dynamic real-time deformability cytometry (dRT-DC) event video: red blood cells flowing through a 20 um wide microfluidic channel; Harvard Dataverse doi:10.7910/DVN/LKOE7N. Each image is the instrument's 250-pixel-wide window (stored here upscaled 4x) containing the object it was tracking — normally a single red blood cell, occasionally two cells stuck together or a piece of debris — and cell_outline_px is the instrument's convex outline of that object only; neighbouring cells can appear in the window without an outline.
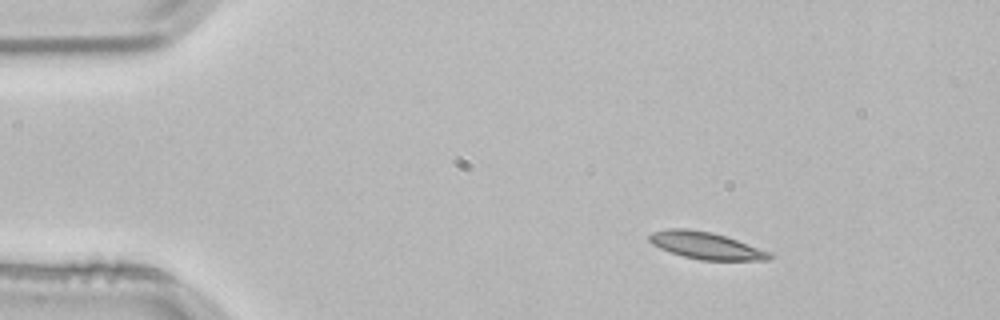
{"species": "common noctule bat (a hibernating species)", "species_latin": "Nyctalus noctula", "temperature_condition": "room temperature", "stored_images_in_passage": 3, "camera_frame_rate_fps": 3000, "um_per_image_px": 0.085, "animal": {"sex": "male", "body_mass_g": 21.5, "forearm_length_mm": 52.0}, "frame": {"image": 1, "passage_image": 1, "time_ms": 0.0, "image_size_px": [1000, 320], "cell_outline_px": [[772, 256], [768, 260], [700, 260], [684, 256], [660, 248], [652, 244], [648, 240], [648, 236], [652, 232], [668, 228], [688, 228], [712, 232], [772, 252]], "centroid_in_image_um": [59.98, 20.86], "position_along_channel_um": 25.0, "area_um2": 18.84}}
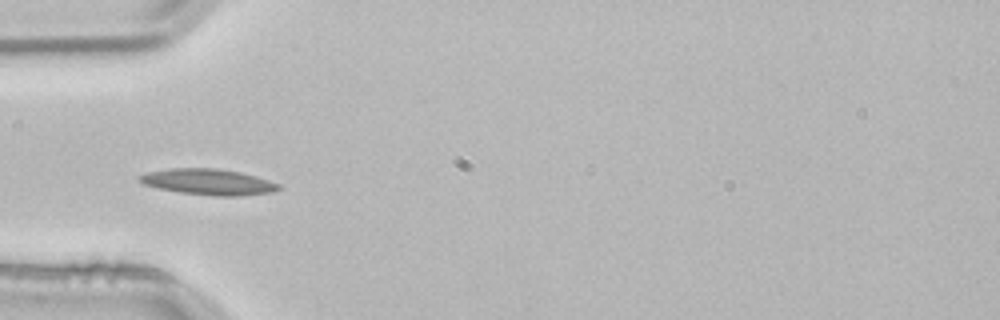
{"frame": {"image": 2, "passage_image": 3, "time_ms": 0.667, "image_size_px": [1000, 320], "cell_outline_px": [[280, 188], [272, 192], [240, 196], [216, 196], [180, 192], [160, 188], [144, 184], [136, 180], [136, 176], [148, 172], [172, 168], [216, 168], [240, 172], [256, 176], [280, 184]], "centroid_in_image_um": [17.69, 15.46], "position_along_channel_um": 67.3, "area_um2": 20.98}}